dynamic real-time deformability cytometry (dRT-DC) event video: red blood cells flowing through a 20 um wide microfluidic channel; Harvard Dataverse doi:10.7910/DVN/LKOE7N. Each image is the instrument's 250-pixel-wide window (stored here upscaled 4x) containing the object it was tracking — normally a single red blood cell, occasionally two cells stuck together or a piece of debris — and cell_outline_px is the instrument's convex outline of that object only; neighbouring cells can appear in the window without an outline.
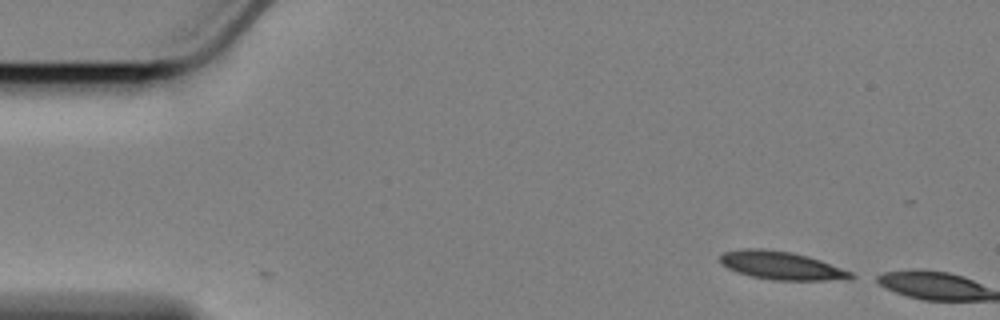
{"species": "Egyptian fruit bat (a non-hibernating species)", "species_latin": "Rousettus aegyptiacus", "temperature_condition": "cold", "stored_images_in_passage": 2, "camera_frame_rate_fps": 3000, "um_per_image_px": 0.085, "animal": {"sex": "female"}, "frame": {"image": 1, "passage_image": 2, "time_ms": 0.333, "image_size_px": [1000, 320], "cell_outline_px": [[860, 276], [852, 280], [772, 280], [752, 276], [736, 272], [720, 264], [720, 256], [724, 252], [744, 248], [760, 248], [792, 252], [808, 256], [820, 260], [852, 272]], "centroid_in_image_um": [66.47, 22.58], "position_along_channel_um": 18.5, "area_um2": 21.73}}